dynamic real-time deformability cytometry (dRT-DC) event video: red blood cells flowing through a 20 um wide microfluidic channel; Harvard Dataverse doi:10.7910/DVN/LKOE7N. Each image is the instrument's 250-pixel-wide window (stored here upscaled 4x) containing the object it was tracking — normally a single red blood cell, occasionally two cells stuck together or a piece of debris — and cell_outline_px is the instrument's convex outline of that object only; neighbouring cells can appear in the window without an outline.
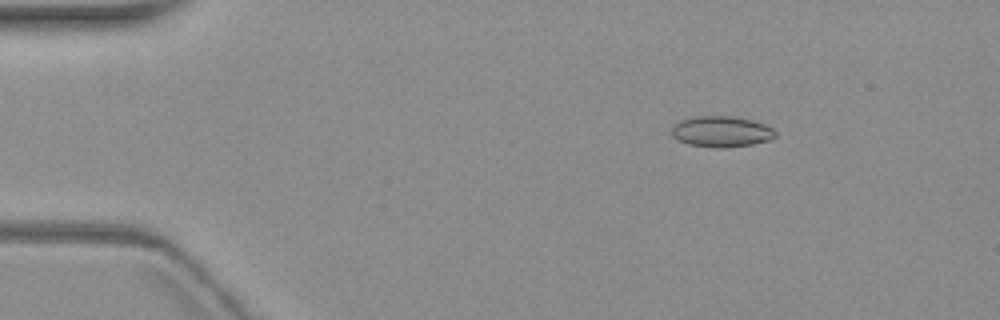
{"species": "common noctule bat (a hibernating species)", "species_latin": "Nyctalus noctula", "temperature_condition": "warm", "stored_images_in_passage": 6, "camera_frame_rate_fps": 3000, "um_per_image_px": 0.085, "animal": {"sex": "female", "body_mass_g": 19.3, "forearm_length_mm": 54.1}, "frame": {"image": 1, "passage_image": 3, "time_ms": 2.667, "image_size_px": [1000, 320], "cell_outline_px": [[776, 136], [768, 140], [752, 144], [724, 148], [720, 148], [688, 144], [672, 136], [672, 124], [680, 120], [696, 116], [732, 116], [752, 120], [764, 124], [772, 128], [776, 132]], "centroid_in_image_um": [61.3, 11.17], "position_along_channel_um": 23.7, "area_um2": 18.61}}